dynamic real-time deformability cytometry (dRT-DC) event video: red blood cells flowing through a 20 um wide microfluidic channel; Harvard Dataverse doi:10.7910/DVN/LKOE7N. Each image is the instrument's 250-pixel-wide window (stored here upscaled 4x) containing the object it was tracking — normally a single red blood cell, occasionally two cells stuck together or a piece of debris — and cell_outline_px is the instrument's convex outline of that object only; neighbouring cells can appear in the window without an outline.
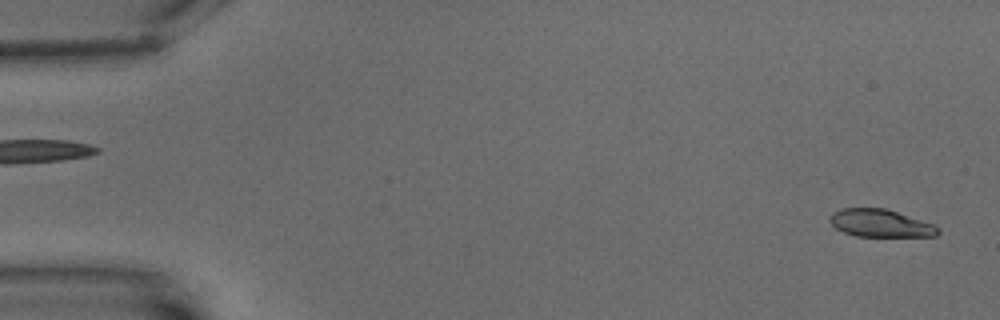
{"species": "common noctule bat (a hibernating species)", "species_latin": "Nyctalus noctula", "temperature_condition": "warm", "stored_images_in_passage": 7, "segment_of_instrument_passage": [2, 2], "camera_frame_rate_fps": 3000, "um_per_image_px": 0.085, "animal": {"sex": "male", "body_mass_g": 15.6}, "frame": {"image": 1, "passage_image": 7, "time_ms": 7.0, "image_size_px": [1000, 320], "cell_outline_px": [[940, 232], [936, 236], [856, 236], [844, 232], [836, 228], [828, 220], [832, 212], [840, 208], [884, 208], [932, 224], [940, 228]], "centroid_in_image_um": [74.8, 18.97], "position_along_channel_um": 10.2, "area_um2": 17.22}}